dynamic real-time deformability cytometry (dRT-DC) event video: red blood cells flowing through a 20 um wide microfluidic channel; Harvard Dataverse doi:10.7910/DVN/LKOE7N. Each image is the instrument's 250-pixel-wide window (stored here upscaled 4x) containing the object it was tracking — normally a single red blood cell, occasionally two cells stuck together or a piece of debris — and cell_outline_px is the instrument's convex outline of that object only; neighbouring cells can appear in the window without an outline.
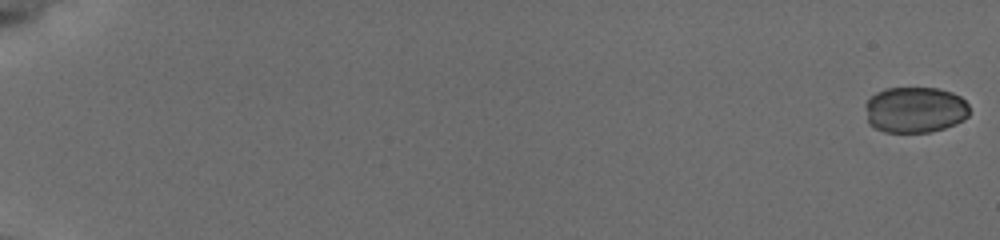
{"species": "common noctule bat (a hibernating species)", "species_latin": "Nyctalus noctula", "temperature_condition": "cold", "stored_images_in_passage": 56, "camera_frame_rate_fps": 3000, "um_per_image_px": 0.085, "animal": {"sex": "female", "body_mass_g": 19.5, "forearm_length_mm": 54.1}, "frame": {"image": 1, "passage_image": 1, "time_ms": 0.0, "image_size_px": [1000, 240], "cell_outline_px": [[968, 116], [964, 120], [956, 124], [932, 132], [884, 132], [868, 124], [864, 104], [876, 92], [884, 88], [936, 88], [952, 92], [960, 96], [968, 104]], "centroid_in_image_um": [77.76, 9.33], "position_along_channel_um": 7.2, "area_um2": 28.15}}
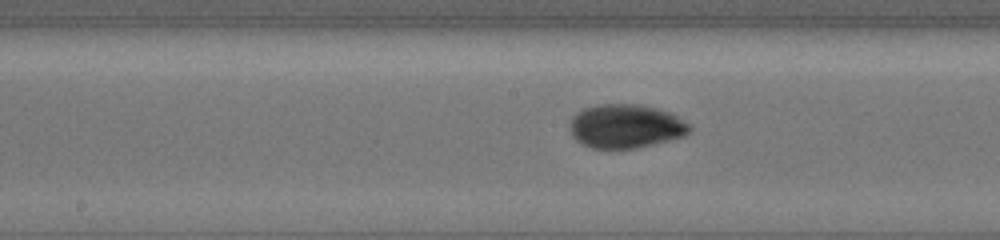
{"frame": {"image": 2, "passage_image": 32, "time_ms": 10.333, "image_size_px": [1000, 240], "cell_outline_px": [[692, 128], [684, 136], [636, 148], [592, 148], [580, 144], [572, 136], [572, 116], [576, 112], [584, 108], [600, 104], [640, 104], [656, 108], [668, 112], [676, 116], [688, 124]], "centroid_in_image_um": [53.16, 10.72], "position_along_channel_um": 195.0, "area_um2": 30.29}}
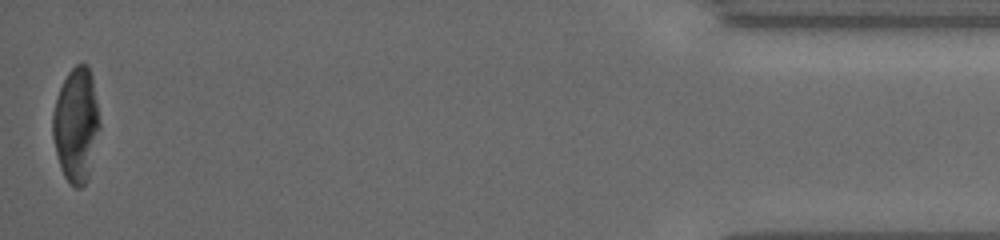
{"frame": {"image": 3, "passage_image": 56, "time_ms": 18.333, "image_size_px": [1000, 240], "cell_outline_px": [[100, 128], [88, 180], [80, 188], [76, 188], [64, 176], [60, 168], [52, 136], [52, 112], [60, 88], [68, 72], [76, 64], [88, 64], [92, 76], [100, 124]], "centroid_in_image_um": [6.47, 10.62], "position_along_channel_um": 428.7, "area_um2": 31.27}}